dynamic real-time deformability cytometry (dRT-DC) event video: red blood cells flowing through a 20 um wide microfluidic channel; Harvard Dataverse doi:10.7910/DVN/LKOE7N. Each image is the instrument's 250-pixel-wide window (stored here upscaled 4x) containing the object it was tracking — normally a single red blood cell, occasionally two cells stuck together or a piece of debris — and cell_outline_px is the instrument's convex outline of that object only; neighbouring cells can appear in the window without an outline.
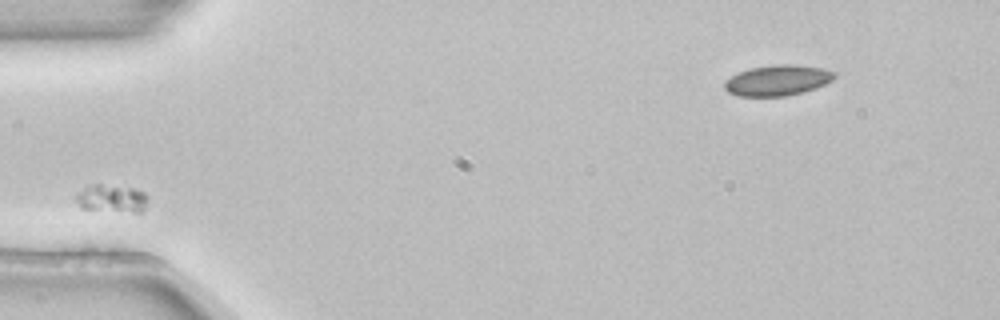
{"species": "common noctule bat (a hibernating species)", "species_latin": "Nyctalus noctula", "temperature_condition": "room temperature", "stored_images_in_passage": 2, "camera_frame_rate_fps": 3000, "um_per_image_px": 0.085, "animal": {"sex": "female", "body_mass_g": 22.7, "forearm_length_mm": 54.2}, "frame": {"image": 1, "passage_image": 2, "time_ms": 0.333, "image_size_px": [1000, 320], "cell_outline_px": [[148, 196], [144, 208], [140, 212], [132, 212], [80, 208], [76, 200], [76, 192], [88, 184], [100, 184], [136, 188], [144, 192]], "centroid_in_image_um": [9.46, 16.84], "position_along_channel_um": 75.5, "area_um2": 11.73}}